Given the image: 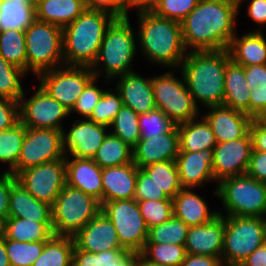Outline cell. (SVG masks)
I'll return each mask as SVG.
<instances>
[{"label": "cell", "mask_w": 266, "mask_h": 266, "mask_svg": "<svg viewBox=\"0 0 266 266\" xmlns=\"http://www.w3.org/2000/svg\"><path fill=\"white\" fill-rule=\"evenodd\" d=\"M0 266H11L7 256L4 238L0 239Z\"/></svg>", "instance_id": "cell-63"}, {"label": "cell", "mask_w": 266, "mask_h": 266, "mask_svg": "<svg viewBox=\"0 0 266 266\" xmlns=\"http://www.w3.org/2000/svg\"><path fill=\"white\" fill-rule=\"evenodd\" d=\"M47 241L20 242L5 239L7 256L11 266H32L37 260Z\"/></svg>", "instance_id": "cell-42"}, {"label": "cell", "mask_w": 266, "mask_h": 266, "mask_svg": "<svg viewBox=\"0 0 266 266\" xmlns=\"http://www.w3.org/2000/svg\"><path fill=\"white\" fill-rule=\"evenodd\" d=\"M249 116L252 119L266 117V83L250 90Z\"/></svg>", "instance_id": "cell-52"}, {"label": "cell", "mask_w": 266, "mask_h": 266, "mask_svg": "<svg viewBox=\"0 0 266 266\" xmlns=\"http://www.w3.org/2000/svg\"><path fill=\"white\" fill-rule=\"evenodd\" d=\"M75 246L82 251L99 253L110 249H126L111 220L100 211L74 237Z\"/></svg>", "instance_id": "cell-18"}, {"label": "cell", "mask_w": 266, "mask_h": 266, "mask_svg": "<svg viewBox=\"0 0 266 266\" xmlns=\"http://www.w3.org/2000/svg\"><path fill=\"white\" fill-rule=\"evenodd\" d=\"M252 149L249 131L242 138L216 143L212 166L216 183L227 177L246 174Z\"/></svg>", "instance_id": "cell-16"}, {"label": "cell", "mask_w": 266, "mask_h": 266, "mask_svg": "<svg viewBox=\"0 0 266 266\" xmlns=\"http://www.w3.org/2000/svg\"><path fill=\"white\" fill-rule=\"evenodd\" d=\"M93 160L102 169L129 164L133 162L132 147L109 133L98 148Z\"/></svg>", "instance_id": "cell-34"}, {"label": "cell", "mask_w": 266, "mask_h": 266, "mask_svg": "<svg viewBox=\"0 0 266 266\" xmlns=\"http://www.w3.org/2000/svg\"><path fill=\"white\" fill-rule=\"evenodd\" d=\"M25 95L24 92L19 100L20 122L25 127L64 130L61 122L70 115L66 107L40 85L32 97Z\"/></svg>", "instance_id": "cell-14"}, {"label": "cell", "mask_w": 266, "mask_h": 266, "mask_svg": "<svg viewBox=\"0 0 266 266\" xmlns=\"http://www.w3.org/2000/svg\"><path fill=\"white\" fill-rule=\"evenodd\" d=\"M187 255L184 245L145 244L140 252L141 263L180 266Z\"/></svg>", "instance_id": "cell-36"}, {"label": "cell", "mask_w": 266, "mask_h": 266, "mask_svg": "<svg viewBox=\"0 0 266 266\" xmlns=\"http://www.w3.org/2000/svg\"><path fill=\"white\" fill-rule=\"evenodd\" d=\"M254 151L266 152V120L264 118L252 119L249 127Z\"/></svg>", "instance_id": "cell-55"}, {"label": "cell", "mask_w": 266, "mask_h": 266, "mask_svg": "<svg viewBox=\"0 0 266 266\" xmlns=\"http://www.w3.org/2000/svg\"><path fill=\"white\" fill-rule=\"evenodd\" d=\"M88 10L104 11L114 18H122V0H85Z\"/></svg>", "instance_id": "cell-56"}, {"label": "cell", "mask_w": 266, "mask_h": 266, "mask_svg": "<svg viewBox=\"0 0 266 266\" xmlns=\"http://www.w3.org/2000/svg\"><path fill=\"white\" fill-rule=\"evenodd\" d=\"M237 0H199L181 22L182 37L188 51H220L228 48L237 33Z\"/></svg>", "instance_id": "cell-1"}, {"label": "cell", "mask_w": 266, "mask_h": 266, "mask_svg": "<svg viewBox=\"0 0 266 266\" xmlns=\"http://www.w3.org/2000/svg\"><path fill=\"white\" fill-rule=\"evenodd\" d=\"M138 116L139 114L131 108L122 105L111 123L110 127H113L111 128L113 130L110 134L120 138L133 148L141 138Z\"/></svg>", "instance_id": "cell-41"}, {"label": "cell", "mask_w": 266, "mask_h": 266, "mask_svg": "<svg viewBox=\"0 0 266 266\" xmlns=\"http://www.w3.org/2000/svg\"><path fill=\"white\" fill-rule=\"evenodd\" d=\"M25 133L26 127L20 121L10 129L0 130V163H7V172L18 163Z\"/></svg>", "instance_id": "cell-38"}, {"label": "cell", "mask_w": 266, "mask_h": 266, "mask_svg": "<svg viewBox=\"0 0 266 266\" xmlns=\"http://www.w3.org/2000/svg\"><path fill=\"white\" fill-rule=\"evenodd\" d=\"M19 121V101L0 96V130L10 129Z\"/></svg>", "instance_id": "cell-51"}, {"label": "cell", "mask_w": 266, "mask_h": 266, "mask_svg": "<svg viewBox=\"0 0 266 266\" xmlns=\"http://www.w3.org/2000/svg\"><path fill=\"white\" fill-rule=\"evenodd\" d=\"M225 230V216L218 215L210 222L190 226L186 236L185 248L188 254L218 257L221 260Z\"/></svg>", "instance_id": "cell-19"}, {"label": "cell", "mask_w": 266, "mask_h": 266, "mask_svg": "<svg viewBox=\"0 0 266 266\" xmlns=\"http://www.w3.org/2000/svg\"><path fill=\"white\" fill-rule=\"evenodd\" d=\"M130 24L129 18H115L112 21L105 31L97 59L91 66L97 79L105 70L106 84L113 78L133 72L131 64L138 47Z\"/></svg>", "instance_id": "cell-5"}, {"label": "cell", "mask_w": 266, "mask_h": 266, "mask_svg": "<svg viewBox=\"0 0 266 266\" xmlns=\"http://www.w3.org/2000/svg\"><path fill=\"white\" fill-rule=\"evenodd\" d=\"M250 90L244 67L230 60L225 70L223 105L249 115Z\"/></svg>", "instance_id": "cell-30"}, {"label": "cell", "mask_w": 266, "mask_h": 266, "mask_svg": "<svg viewBox=\"0 0 266 266\" xmlns=\"http://www.w3.org/2000/svg\"><path fill=\"white\" fill-rule=\"evenodd\" d=\"M122 105V99L116 89L113 91L110 89L105 91L104 89L101 98L88 119L109 128Z\"/></svg>", "instance_id": "cell-44"}, {"label": "cell", "mask_w": 266, "mask_h": 266, "mask_svg": "<svg viewBox=\"0 0 266 266\" xmlns=\"http://www.w3.org/2000/svg\"><path fill=\"white\" fill-rule=\"evenodd\" d=\"M189 226L172 216L166 222L149 228L145 244L185 245Z\"/></svg>", "instance_id": "cell-40"}, {"label": "cell", "mask_w": 266, "mask_h": 266, "mask_svg": "<svg viewBox=\"0 0 266 266\" xmlns=\"http://www.w3.org/2000/svg\"><path fill=\"white\" fill-rule=\"evenodd\" d=\"M142 266H169V265H159L155 263H142Z\"/></svg>", "instance_id": "cell-66"}, {"label": "cell", "mask_w": 266, "mask_h": 266, "mask_svg": "<svg viewBox=\"0 0 266 266\" xmlns=\"http://www.w3.org/2000/svg\"><path fill=\"white\" fill-rule=\"evenodd\" d=\"M0 55L7 62L26 72L25 32L20 30L0 32Z\"/></svg>", "instance_id": "cell-39"}, {"label": "cell", "mask_w": 266, "mask_h": 266, "mask_svg": "<svg viewBox=\"0 0 266 266\" xmlns=\"http://www.w3.org/2000/svg\"><path fill=\"white\" fill-rule=\"evenodd\" d=\"M115 18L104 11L86 9L62 28L65 66H89L97 59L107 27Z\"/></svg>", "instance_id": "cell-4"}, {"label": "cell", "mask_w": 266, "mask_h": 266, "mask_svg": "<svg viewBox=\"0 0 266 266\" xmlns=\"http://www.w3.org/2000/svg\"><path fill=\"white\" fill-rule=\"evenodd\" d=\"M172 201L173 216L189 227L206 224L218 215V210L209 211L207 203L192 188H182Z\"/></svg>", "instance_id": "cell-27"}, {"label": "cell", "mask_w": 266, "mask_h": 266, "mask_svg": "<svg viewBox=\"0 0 266 266\" xmlns=\"http://www.w3.org/2000/svg\"><path fill=\"white\" fill-rule=\"evenodd\" d=\"M54 236L53 223H41L29 217H8L4 221L3 238L20 242L48 241Z\"/></svg>", "instance_id": "cell-32"}, {"label": "cell", "mask_w": 266, "mask_h": 266, "mask_svg": "<svg viewBox=\"0 0 266 266\" xmlns=\"http://www.w3.org/2000/svg\"><path fill=\"white\" fill-rule=\"evenodd\" d=\"M74 247L73 237L54 235L32 266H72Z\"/></svg>", "instance_id": "cell-35"}, {"label": "cell", "mask_w": 266, "mask_h": 266, "mask_svg": "<svg viewBox=\"0 0 266 266\" xmlns=\"http://www.w3.org/2000/svg\"><path fill=\"white\" fill-rule=\"evenodd\" d=\"M138 167L129 164L102 169L103 203L135 198Z\"/></svg>", "instance_id": "cell-25"}, {"label": "cell", "mask_w": 266, "mask_h": 266, "mask_svg": "<svg viewBox=\"0 0 266 266\" xmlns=\"http://www.w3.org/2000/svg\"><path fill=\"white\" fill-rule=\"evenodd\" d=\"M230 60L227 49L187 52L179 69L198 109L197 102L206 109L223 105L225 70Z\"/></svg>", "instance_id": "cell-2"}, {"label": "cell", "mask_w": 266, "mask_h": 266, "mask_svg": "<svg viewBox=\"0 0 266 266\" xmlns=\"http://www.w3.org/2000/svg\"><path fill=\"white\" fill-rule=\"evenodd\" d=\"M239 9L244 0H237ZM248 16L253 22L263 27L266 24V0H250L247 6Z\"/></svg>", "instance_id": "cell-57"}, {"label": "cell", "mask_w": 266, "mask_h": 266, "mask_svg": "<svg viewBox=\"0 0 266 266\" xmlns=\"http://www.w3.org/2000/svg\"><path fill=\"white\" fill-rule=\"evenodd\" d=\"M8 217L52 223V206L34 198L17 180L11 186Z\"/></svg>", "instance_id": "cell-28"}, {"label": "cell", "mask_w": 266, "mask_h": 266, "mask_svg": "<svg viewBox=\"0 0 266 266\" xmlns=\"http://www.w3.org/2000/svg\"><path fill=\"white\" fill-rule=\"evenodd\" d=\"M155 1L156 0H145V10H151V7Z\"/></svg>", "instance_id": "cell-64"}, {"label": "cell", "mask_w": 266, "mask_h": 266, "mask_svg": "<svg viewBox=\"0 0 266 266\" xmlns=\"http://www.w3.org/2000/svg\"><path fill=\"white\" fill-rule=\"evenodd\" d=\"M28 2L36 5L40 0H27Z\"/></svg>", "instance_id": "cell-67"}, {"label": "cell", "mask_w": 266, "mask_h": 266, "mask_svg": "<svg viewBox=\"0 0 266 266\" xmlns=\"http://www.w3.org/2000/svg\"><path fill=\"white\" fill-rule=\"evenodd\" d=\"M35 20L34 4L27 0H0V32L25 31Z\"/></svg>", "instance_id": "cell-33"}, {"label": "cell", "mask_w": 266, "mask_h": 266, "mask_svg": "<svg viewBox=\"0 0 266 266\" xmlns=\"http://www.w3.org/2000/svg\"><path fill=\"white\" fill-rule=\"evenodd\" d=\"M95 77L89 66H61L40 73L39 85L69 111L86 85Z\"/></svg>", "instance_id": "cell-12"}, {"label": "cell", "mask_w": 266, "mask_h": 266, "mask_svg": "<svg viewBox=\"0 0 266 266\" xmlns=\"http://www.w3.org/2000/svg\"><path fill=\"white\" fill-rule=\"evenodd\" d=\"M177 78L173 72L152 77L156 108L176 125L198 118L199 109L194 104L183 74Z\"/></svg>", "instance_id": "cell-10"}, {"label": "cell", "mask_w": 266, "mask_h": 266, "mask_svg": "<svg viewBox=\"0 0 266 266\" xmlns=\"http://www.w3.org/2000/svg\"><path fill=\"white\" fill-rule=\"evenodd\" d=\"M230 59L243 67L266 65V37L260 29L234 35L227 48Z\"/></svg>", "instance_id": "cell-26"}, {"label": "cell", "mask_w": 266, "mask_h": 266, "mask_svg": "<svg viewBox=\"0 0 266 266\" xmlns=\"http://www.w3.org/2000/svg\"><path fill=\"white\" fill-rule=\"evenodd\" d=\"M114 89L122 99V104L137 114L148 113L156 109L152 77L144 78L136 72L120 75Z\"/></svg>", "instance_id": "cell-23"}, {"label": "cell", "mask_w": 266, "mask_h": 266, "mask_svg": "<svg viewBox=\"0 0 266 266\" xmlns=\"http://www.w3.org/2000/svg\"><path fill=\"white\" fill-rule=\"evenodd\" d=\"M201 118L200 121L195 118L177 125L179 152H202L215 147L217 141L210 124L203 116Z\"/></svg>", "instance_id": "cell-31"}, {"label": "cell", "mask_w": 266, "mask_h": 266, "mask_svg": "<svg viewBox=\"0 0 266 266\" xmlns=\"http://www.w3.org/2000/svg\"><path fill=\"white\" fill-rule=\"evenodd\" d=\"M26 73H40L64 66L62 28L35 20L25 31ZM61 63V64H60Z\"/></svg>", "instance_id": "cell-8"}, {"label": "cell", "mask_w": 266, "mask_h": 266, "mask_svg": "<svg viewBox=\"0 0 266 266\" xmlns=\"http://www.w3.org/2000/svg\"><path fill=\"white\" fill-rule=\"evenodd\" d=\"M101 266H142L140 253L127 249H110L100 252Z\"/></svg>", "instance_id": "cell-50"}, {"label": "cell", "mask_w": 266, "mask_h": 266, "mask_svg": "<svg viewBox=\"0 0 266 266\" xmlns=\"http://www.w3.org/2000/svg\"><path fill=\"white\" fill-rule=\"evenodd\" d=\"M4 221L0 218V239L3 238Z\"/></svg>", "instance_id": "cell-65"}, {"label": "cell", "mask_w": 266, "mask_h": 266, "mask_svg": "<svg viewBox=\"0 0 266 266\" xmlns=\"http://www.w3.org/2000/svg\"><path fill=\"white\" fill-rule=\"evenodd\" d=\"M180 266H222V262L218 257L204 255H186Z\"/></svg>", "instance_id": "cell-60"}, {"label": "cell", "mask_w": 266, "mask_h": 266, "mask_svg": "<svg viewBox=\"0 0 266 266\" xmlns=\"http://www.w3.org/2000/svg\"><path fill=\"white\" fill-rule=\"evenodd\" d=\"M72 158V160H70ZM66 184L103 204L102 168L93 158L65 156Z\"/></svg>", "instance_id": "cell-21"}, {"label": "cell", "mask_w": 266, "mask_h": 266, "mask_svg": "<svg viewBox=\"0 0 266 266\" xmlns=\"http://www.w3.org/2000/svg\"><path fill=\"white\" fill-rule=\"evenodd\" d=\"M180 151L177 125L170 131L151 138H140L132 148L133 163L138 168L149 164L175 161Z\"/></svg>", "instance_id": "cell-20"}, {"label": "cell", "mask_w": 266, "mask_h": 266, "mask_svg": "<svg viewBox=\"0 0 266 266\" xmlns=\"http://www.w3.org/2000/svg\"><path fill=\"white\" fill-rule=\"evenodd\" d=\"M244 75L250 89L266 83V65H250L244 67Z\"/></svg>", "instance_id": "cell-58"}, {"label": "cell", "mask_w": 266, "mask_h": 266, "mask_svg": "<svg viewBox=\"0 0 266 266\" xmlns=\"http://www.w3.org/2000/svg\"><path fill=\"white\" fill-rule=\"evenodd\" d=\"M202 114L215 135L217 143L242 138L248 131L252 118L225 105L208 107Z\"/></svg>", "instance_id": "cell-22"}, {"label": "cell", "mask_w": 266, "mask_h": 266, "mask_svg": "<svg viewBox=\"0 0 266 266\" xmlns=\"http://www.w3.org/2000/svg\"><path fill=\"white\" fill-rule=\"evenodd\" d=\"M62 132L55 129L26 127L18 163L10 173L16 177L28 168L65 159Z\"/></svg>", "instance_id": "cell-13"}, {"label": "cell", "mask_w": 266, "mask_h": 266, "mask_svg": "<svg viewBox=\"0 0 266 266\" xmlns=\"http://www.w3.org/2000/svg\"><path fill=\"white\" fill-rule=\"evenodd\" d=\"M225 216L262 217L266 215V184L247 174L222 179L214 191Z\"/></svg>", "instance_id": "cell-6"}, {"label": "cell", "mask_w": 266, "mask_h": 266, "mask_svg": "<svg viewBox=\"0 0 266 266\" xmlns=\"http://www.w3.org/2000/svg\"><path fill=\"white\" fill-rule=\"evenodd\" d=\"M100 211L98 200L66 184L52 205L53 233L74 237Z\"/></svg>", "instance_id": "cell-9"}, {"label": "cell", "mask_w": 266, "mask_h": 266, "mask_svg": "<svg viewBox=\"0 0 266 266\" xmlns=\"http://www.w3.org/2000/svg\"><path fill=\"white\" fill-rule=\"evenodd\" d=\"M246 174L266 184V152L252 149Z\"/></svg>", "instance_id": "cell-54"}, {"label": "cell", "mask_w": 266, "mask_h": 266, "mask_svg": "<svg viewBox=\"0 0 266 266\" xmlns=\"http://www.w3.org/2000/svg\"><path fill=\"white\" fill-rule=\"evenodd\" d=\"M141 138H153L170 132L176 124L169 119L161 110L154 109L138 116Z\"/></svg>", "instance_id": "cell-45"}, {"label": "cell", "mask_w": 266, "mask_h": 266, "mask_svg": "<svg viewBox=\"0 0 266 266\" xmlns=\"http://www.w3.org/2000/svg\"><path fill=\"white\" fill-rule=\"evenodd\" d=\"M137 38L147 60L158 66L180 68L187 55L181 23L161 17L151 10L137 12Z\"/></svg>", "instance_id": "cell-3"}, {"label": "cell", "mask_w": 266, "mask_h": 266, "mask_svg": "<svg viewBox=\"0 0 266 266\" xmlns=\"http://www.w3.org/2000/svg\"><path fill=\"white\" fill-rule=\"evenodd\" d=\"M97 78L94 77L84 88L83 92L77 99L74 107L70 111V114L77 112L83 118H89L93 109L97 105L104 90L99 88L96 84Z\"/></svg>", "instance_id": "cell-48"}, {"label": "cell", "mask_w": 266, "mask_h": 266, "mask_svg": "<svg viewBox=\"0 0 266 266\" xmlns=\"http://www.w3.org/2000/svg\"><path fill=\"white\" fill-rule=\"evenodd\" d=\"M157 186L171 199L182 189L175 161H163L142 168Z\"/></svg>", "instance_id": "cell-37"}, {"label": "cell", "mask_w": 266, "mask_h": 266, "mask_svg": "<svg viewBox=\"0 0 266 266\" xmlns=\"http://www.w3.org/2000/svg\"><path fill=\"white\" fill-rule=\"evenodd\" d=\"M26 74L24 70L7 62L0 55V96L19 101L24 93L20 78Z\"/></svg>", "instance_id": "cell-43"}, {"label": "cell", "mask_w": 266, "mask_h": 266, "mask_svg": "<svg viewBox=\"0 0 266 266\" xmlns=\"http://www.w3.org/2000/svg\"><path fill=\"white\" fill-rule=\"evenodd\" d=\"M199 0H156L151 11L155 14L181 23L196 7Z\"/></svg>", "instance_id": "cell-47"}, {"label": "cell", "mask_w": 266, "mask_h": 266, "mask_svg": "<svg viewBox=\"0 0 266 266\" xmlns=\"http://www.w3.org/2000/svg\"><path fill=\"white\" fill-rule=\"evenodd\" d=\"M264 243H266L265 218L225 216L222 265L240 266Z\"/></svg>", "instance_id": "cell-7"}, {"label": "cell", "mask_w": 266, "mask_h": 266, "mask_svg": "<svg viewBox=\"0 0 266 266\" xmlns=\"http://www.w3.org/2000/svg\"><path fill=\"white\" fill-rule=\"evenodd\" d=\"M133 7L138 12L145 10V0H122V18H129L128 11Z\"/></svg>", "instance_id": "cell-62"}, {"label": "cell", "mask_w": 266, "mask_h": 266, "mask_svg": "<svg viewBox=\"0 0 266 266\" xmlns=\"http://www.w3.org/2000/svg\"><path fill=\"white\" fill-rule=\"evenodd\" d=\"M134 199L136 201L172 200L157 186L151 176L142 168H138Z\"/></svg>", "instance_id": "cell-49"}, {"label": "cell", "mask_w": 266, "mask_h": 266, "mask_svg": "<svg viewBox=\"0 0 266 266\" xmlns=\"http://www.w3.org/2000/svg\"><path fill=\"white\" fill-rule=\"evenodd\" d=\"M240 266H266V243L259 246Z\"/></svg>", "instance_id": "cell-61"}, {"label": "cell", "mask_w": 266, "mask_h": 266, "mask_svg": "<svg viewBox=\"0 0 266 266\" xmlns=\"http://www.w3.org/2000/svg\"><path fill=\"white\" fill-rule=\"evenodd\" d=\"M16 177L6 170L0 172V218L5 221L8 218L10 207L11 186Z\"/></svg>", "instance_id": "cell-53"}, {"label": "cell", "mask_w": 266, "mask_h": 266, "mask_svg": "<svg viewBox=\"0 0 266 266\" xmlns=\"http://www.w3.org/2000/svg\"><path fill=\"white\" fill-rule=\"evenodd\" d=\"M101 211L111 220L121 245L140 253L148 239V227L135 199L104 202Z\"/></svg>", "instance_id": "cell-11"}, {"label": "cell", "mask_w": 266, "mask_h": 266, "mask_svg": "<svg viewBox=\"0 0 266 266\" xmlns=\"http://www.w3.org/2000/svg\"><path fill=\"white\" fill-rule=\"evenodd\" d=\"M86 9L85 0H40L35 5L36 20L64 28Z\"/></svg>", "instance_id": "cell-29"}, {"label": "cell", "mask_w": 266, "mask_h": 266, "mask_svg": "<svg viewBox=\"0 0 266 266\" xmlns=\"http://www.w3.org/2000/svg\"><path fill=\"white\" fill-rule=\"evenodd\" d=\"M107 128L88 118L75 120L67 133L64 130L62 132L65 156L93 158L110 133L106 132Z\"/></svg>", "instance_id": "cell-17"}, {"label": "cell", "mask_w": 266, "mask_h": 266, "mask_svg": "<svg viewBox=\"0 0 266 266\" xmlns=\"http://www.w3.org/2000/svg\"><path fill=\"white\" fill-rule=\"evenodd\" d=\"M72 266H101L100 252H85L79 250L75 246L73 250Z\"/></svg>", "instance_id": "cell-59"}, {"label": "cell", "mask_w": 266, "mask_h": 266, "mask_svg": "<svg viewBox=\"0 0 266 266\" xmlns=\"http://www.w3.org/2000/svg\"><path fill=\"white\" fill-rule=\"evenodd\" d=\"M16 180L34 198L51 206L66 185L65 159L43 163L21 171Z\"/></svg>", "instance_id": "cell-15"}, {"label": "cell", "mask_w": 266, "mask_h": 266, "mask_svg": "<svg viewBox=\"0 0 266 266\" xmlns=\"http://www.w3.org/2000/svg\"><path fill=\"white\" fill-rule=\"evenodd\" d=\"M137 203L148 229L166 222L173 216L172 200H144Z\"/></svg>", "instance_id": "cell-46"}, {"label": "cell", "mask_w": 266, "mask_h": 266, "mask_svg": "<svg viewBox=\"0 0 266 266\" xmlns=\"http://www.w3.org/2000/svg\"><path fill=\"white\" fill-rule=\"evenodd\" d=\"M182 188L200 187L214 181L213 149L202 152H179L175 160Z\"/></svg>", "instance_id": "cell-24"}]
</instances>
